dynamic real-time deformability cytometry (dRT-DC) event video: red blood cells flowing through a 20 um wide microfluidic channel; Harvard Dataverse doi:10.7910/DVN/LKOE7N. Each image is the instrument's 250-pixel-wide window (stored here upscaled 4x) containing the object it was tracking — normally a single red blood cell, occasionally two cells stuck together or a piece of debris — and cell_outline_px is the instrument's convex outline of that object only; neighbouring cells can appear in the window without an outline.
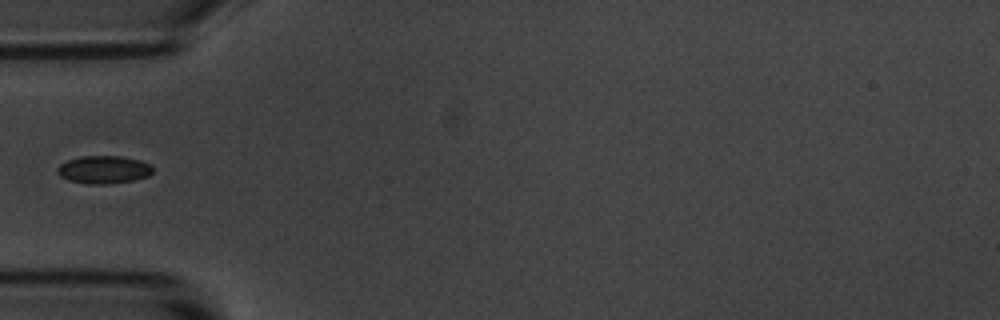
{"species": "common noctule bat (a hibernating species)", "species_latin": "Nyctalus noctula", "temperature_condition": "room temperature", "stored_images_in_passage": 1, "camera_frame_rate_fps": 3000, "um_per_image_px": 0.085, "animal": {"sex": "male", "body_mass_g": 20.1, "forearm_length_mm": 53.5}, "frame": {"image": 1, "passage_image": 1, "time_ms": 0.0, "image_size_px": [1000, 320], "cell_outline_px": [[152, 172], [148, 176], [132, 180], [104, 184], [88, 184], [68, 180], [60, 176], [56, 172], [56, 168], [60, 164], [68, 160], [80, 156], [120, 156], [140, 160], [152, 164]], "centroid_in_image_um": [8.79, 14.41], "position_along_channel_um": 76.2, "area_um2": 15.49}}